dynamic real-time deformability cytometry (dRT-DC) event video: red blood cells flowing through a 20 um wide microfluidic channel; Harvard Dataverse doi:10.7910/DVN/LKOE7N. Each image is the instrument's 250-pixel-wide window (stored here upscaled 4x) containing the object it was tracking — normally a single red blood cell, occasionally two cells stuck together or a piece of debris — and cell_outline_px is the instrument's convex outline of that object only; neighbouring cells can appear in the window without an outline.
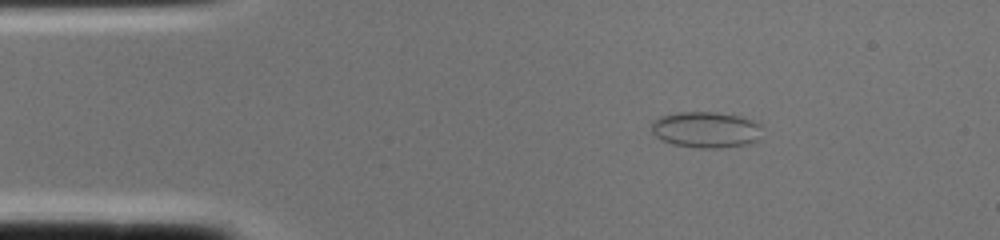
{"species": "common noctule bat (a hibernating species)", "species_latin": "Nyctalus noctula", "temperature_condition": "cold", "stored_images_in_passage": 2, "segment_of_instrument_passage": [1, 2], "camera_frame_rate_fps": 3000, "um_per_image_px": 0.085, "animal": {"sex": "female", "body_mass_g": 22.0, "forearm_length_mm": 56.7}, "frame": {"image": 1, "passage_image": 1, "time_ms": 0.0, "image_size_px": [1000, 240], "cell_outline_px": [[760, 140], [748, 144], [720, 148], [700, 148], [672, 144], [656, 136], [652, 132], [652, 120], [660, 116], [676, 112], [716, 112], [740, 116], [752, 120], [760, 124]], "centroid_in_image_um": [60.01, 11.02], "position_along_channel_um": 25.0, "area_um2": 23.41}}